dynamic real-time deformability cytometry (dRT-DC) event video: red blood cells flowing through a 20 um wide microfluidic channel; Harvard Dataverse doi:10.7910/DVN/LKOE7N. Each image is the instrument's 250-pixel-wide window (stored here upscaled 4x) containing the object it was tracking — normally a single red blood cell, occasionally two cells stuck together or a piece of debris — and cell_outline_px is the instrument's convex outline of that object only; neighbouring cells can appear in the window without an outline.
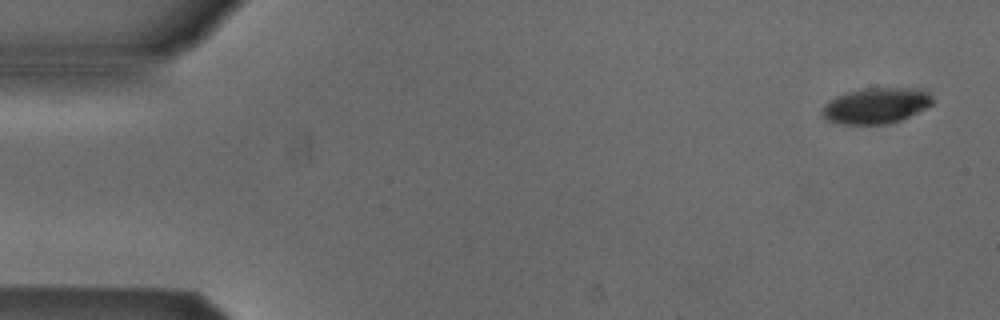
{"species": "Egyptian fruit bat (a non-hibernating species)", "species_latin": "Rousettus aegyptiacus", "temperature_condition": "cold", "stored_images_in_passage": 52, "camera_frame_rate_fps": 3000, "um_per_image_px": 0.085, "animal": {"sex": "male"}, "frame": {"image": 1, "passage_image": 1, "time_ms": 0.0, "image_size_px": [1000, 320], "cell_outline_px": [[932, 104], [900, 120], [888, 124], [836, 124], [824, 120], [820, 116], [820, 112], [824, 104], [828, 100], [836, 96], [848, 92], [864, 88], [920, 88], [928, 92], [932, 96]], "centroid_in_image_um": [74.38, 8.99], "position_along_channel_um": 10.6, "area_um2": 23.24}}
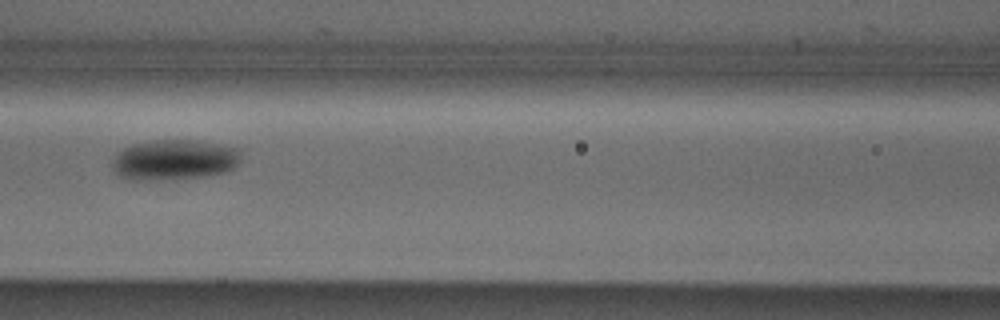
{"frame": {"image": 2, "passage_image": 22, "time_ms": 7.0, "image_size_px": [1000, 320], "cell_outline_px": [[240, 160], [232, 168], [224, 172], [204, 176], [152, 180], [128, 180], [116, 172], [112, 164], [112, 160], [116, 152], [132, 144], [152, 140], [196, 140], [220, 144], [240, 148]], "centroid_in_image_um": [14.8, 13.56], "position_along_channel_um": 151.8, "area_um2": 30.29}}
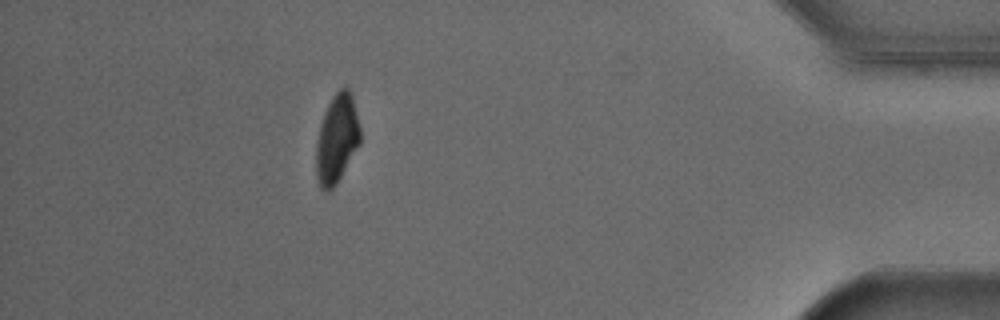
{"frame": {"image": 3, "passage_image": 46, "time_ms": 15.0, "image_size_px": [1000, 320], "cell_outline_px": [[360, 144], [336, 184], [328, 192], [320, 188], [316, 176], [316, 144], [320, 124], [324, 112], [332, 96], [344, 84], [348, 84], [352, 92], [360, 128]], "centroid_in_image_um": [28.64, 11.74], "position_along_channel_um": 406.6, "area_um2": 23.12}, "authors_computed_cell_mechanics": {"area_um2": 25.4898, "velocity_mm_per_s": 3.8646, "shape_relaxation_time_tau1_ms": 2.4488, "shape_relaxation_time_tau2_ms": null, "deformation_change_tau1": 0.1099, "deformation_change_tau2": null}}